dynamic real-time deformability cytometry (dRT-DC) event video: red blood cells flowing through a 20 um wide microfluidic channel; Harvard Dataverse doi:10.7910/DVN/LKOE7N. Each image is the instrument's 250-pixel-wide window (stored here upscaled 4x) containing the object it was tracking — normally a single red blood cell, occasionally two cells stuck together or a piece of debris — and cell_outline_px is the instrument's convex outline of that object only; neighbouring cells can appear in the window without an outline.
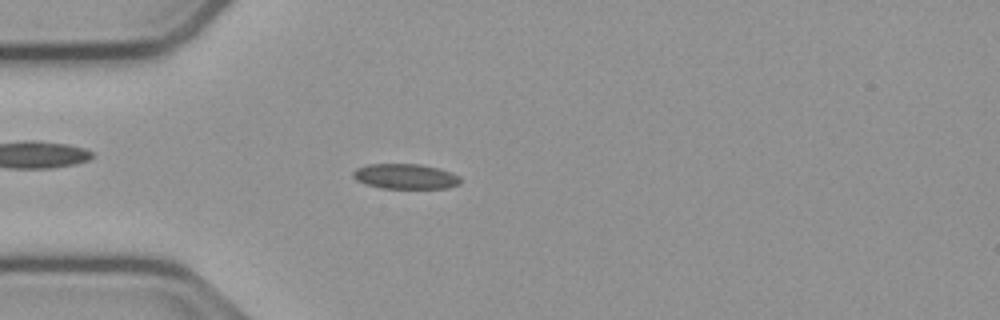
{"species": "common noctule bat (a hibernating species)", "species_latin": "Nyctalus noctula", "temperature_condition": "cold", "stored_images_in_passage": 54, "camera_frame_rate_fps": 3000, "um_per_image_px": 0.085, "animal": {"sex": "male", "body_mass_g": 23.1, "forearm_length_mm": 52.7}, "frame": {"image": 1, "passage_image": 15, "time_ms": 4.667, "image_size_px": [1000, 320], "cell_outline_px": [[460, 184], [448, 188], [380, 188], [364, 184], [356, 180], [352, 176], [352, 172], [356, 168], [368, 164], [420, 164], [440, 168], [452, 172], [460, 176]], "centroid_in_image_um": [34.46, 14.99], "position_along_channel_um": 50.5, "area_um2": 15.95}}
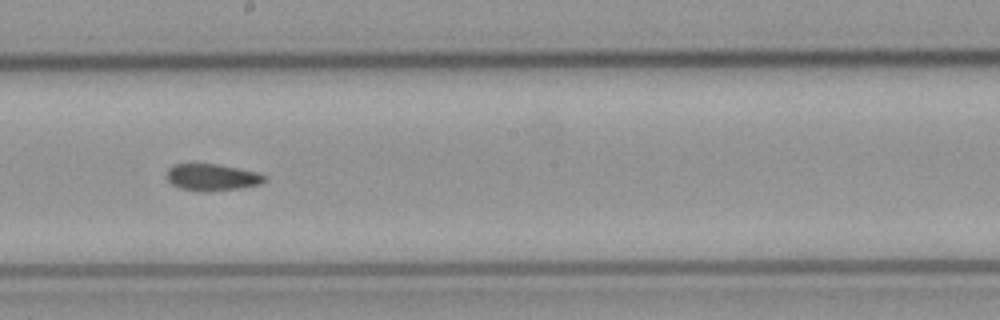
{"frame": {"image": 2, "passage_image": 30, "time_ms": 9.667, "image_size_px": [1000, 320], "cell_outline_px": [[264, 180], [260, 184], [236, 188], [204, 192], [200, 192], [180, 188], [172, 184], [168, 180], [168, 168], [172, 164], [216, 164], [256, 172], [264, 176]], "centroid_in_image_um": [17.96, 15.07], "position_along_channel_um": 230.2, "area_um2": 14.91}}
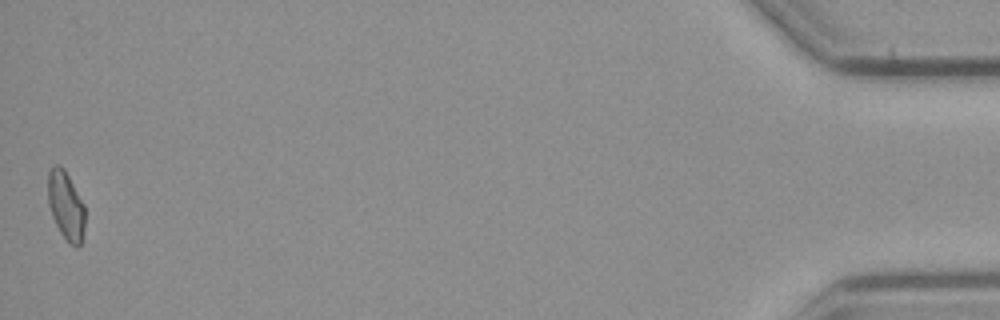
{"frame": {"image": 3, "passage_image": 54, "time_ms": 17.667, "image_size_px": [1000, 320], "cell_outline_px": [[84, 228], [80, 244], [76, 248], [68, 244], [60, 232], [52, 216], [48, 204], [48, 172], [56, 164], [60, 164], [64, 168], [84, 204]], "centroid_in_image_um": [5.59, 17.49], "position_along_channel_um": 429.6, "area_um2": 14.8}, "authors_computed_cell_mechanics": {"area_um2": 15.3459, "velocity_mm_per_s": 3.781, "shape_relaxation_time_tau1_ms": null, "shape_relaxation_time_tau2_ms": 5.212, "deformation_change_tau1": null, "deformation_change_tau2": 0.0878}}